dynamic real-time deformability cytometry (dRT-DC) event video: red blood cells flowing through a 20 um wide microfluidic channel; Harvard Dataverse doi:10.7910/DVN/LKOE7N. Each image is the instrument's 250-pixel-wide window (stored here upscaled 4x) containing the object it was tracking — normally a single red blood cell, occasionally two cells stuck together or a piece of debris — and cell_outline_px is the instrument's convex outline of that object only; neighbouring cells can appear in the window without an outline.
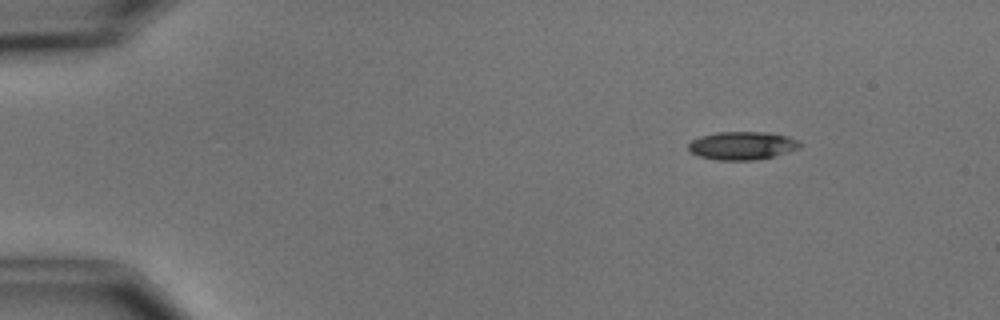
{"species": "common noctule bat (a hibernating species)", "species_latin": "Nyctalus noctula", "temperature_condition": "cold", "stored_images_in_passage": 5, "camera_frame_rate_fps": 3000, "um_per_image_px": 0.085, "animal": {"sex": "male", "body_mass_g": 15.6}, "frame": {"image": 1, "passage_image": 1, "time_ms": 0.0, "image_size_px": [1000, 320], "cell_outline_px": [[804, 144], [800, 148], [788, 152], [756, 160], [716, 160], [700, 156], [688, 152], [688, 144], [692, 140], [700, 136], [716, 132], [768, 132], [788, 136]], "centroid_in_image_um": [63.08, 12.37], "position_along_channel_um": 21.9, "area_um2": 18.44}}
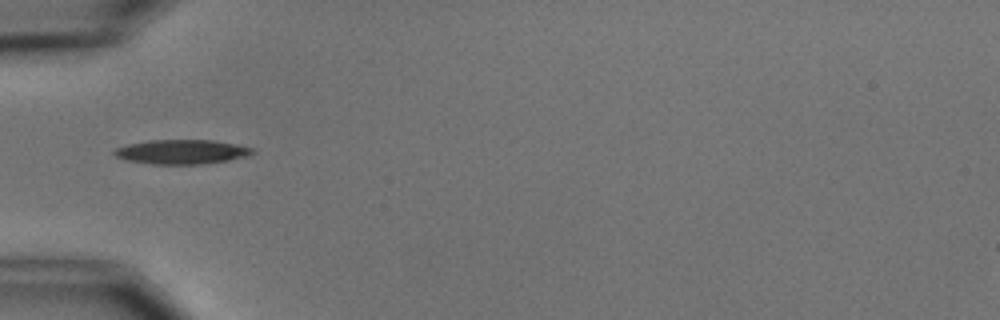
{"frame": {"image": 2, "passage_image": 4, "time_ms": 3.667, "image_size_px": [1000, 320], "cell_outline_px": [[256, 152], [248, 156], [228, 160], [200, 164], [152, 164], [124, 160], [116, 156], [112, 152], [116, 148], [128, 144], [148, 140], [212, 140], [236, 144], [252, 148]], "centroid_in_image_um": [15.43, 12.9], "position_along_channel_um": 69.6, "area_um2": 19.65}}